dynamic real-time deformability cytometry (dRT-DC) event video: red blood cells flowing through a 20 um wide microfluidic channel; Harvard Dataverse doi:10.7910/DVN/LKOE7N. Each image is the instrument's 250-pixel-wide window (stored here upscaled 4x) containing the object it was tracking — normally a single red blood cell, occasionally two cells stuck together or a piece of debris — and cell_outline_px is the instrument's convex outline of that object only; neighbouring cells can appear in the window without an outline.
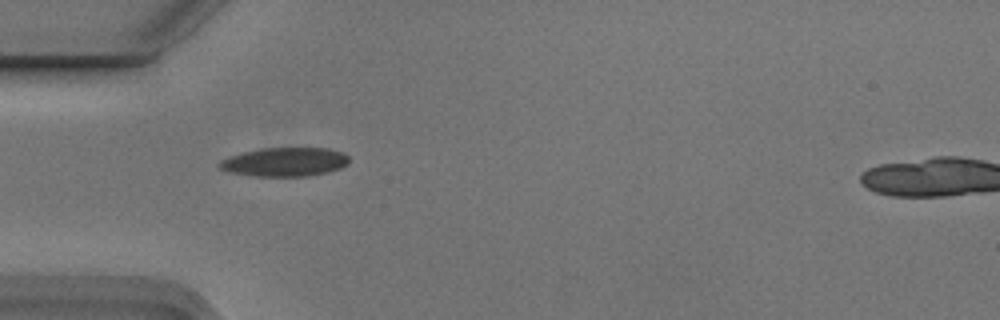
{"species": "Egyptian fruit bat (a non-hibernating species)", "species_latin": "Rousettus aegyptiacus", "temperature_condition": "cold", "stored_images_in_passage": 3, "camera_frame_rate_fps": 3000, "um_per_image_px": 0.085, "animal": {"sex": "male"}, "frame": {"image": 1, "passage_image": 2, "time_ms": 0.333, "image_size_px": [1000, 320], "cell_outline_px": [[348, 164], [340, 168], [328, 172], [308, 176], [256, 176], [232, 172], [220, 168], [216, 164], [220, 160], [244, 152], [264, 148], [328, 148], [344, 152], [348, 156]], "centroid_in_image_um": [24.25, 13.76], "position_along_channel_um": 60.8, "area_um2": 21.68}}
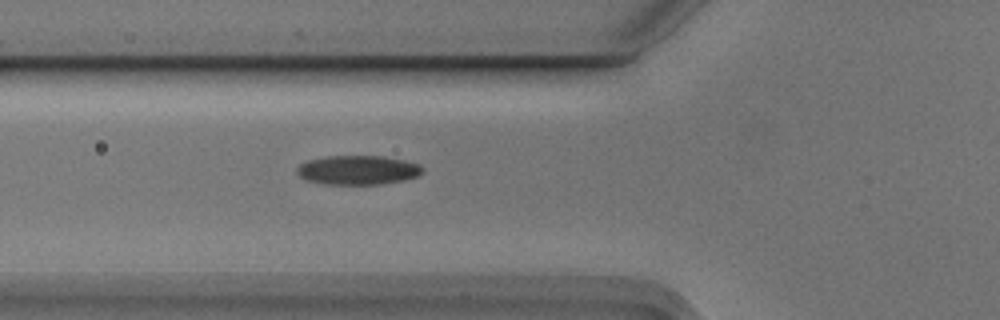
{"frame": {"image": 2, "passage_image": 3, "time_ms": 0.667, "image_size_px": [1000, 320], "cell_outline_px": [[424, 172], [420, 176], [404, 180], [380, 184], [324, 184], [308, 180], [300, 176], [296, 172], [296, 168], [300, 164], [308, 160], [328, 156], [384, 156], [404, 160], [420, 164], [424, 168]], "centroid_in_image_um": [30.47, 14.45], "position_along_channel_um": 95.3, "area_um2": 21.5}}